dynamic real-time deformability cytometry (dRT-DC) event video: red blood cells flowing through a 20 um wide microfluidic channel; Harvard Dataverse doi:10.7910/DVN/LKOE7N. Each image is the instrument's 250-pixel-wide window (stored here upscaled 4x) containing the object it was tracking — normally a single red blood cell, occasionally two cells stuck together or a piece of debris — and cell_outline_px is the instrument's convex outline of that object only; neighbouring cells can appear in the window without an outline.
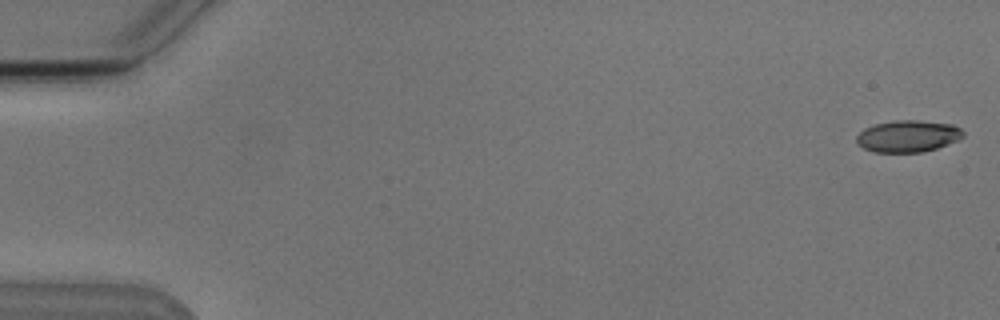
{"species": "Egyptian fruit bat (a non-hibernating species)", "species_latin": "Rousettus aegyptiacus", "temperature_condition": "cold", "stored_images_in_passage": 11, "camera_frame_rate_fps": 3000, "um_per_image_px": 0.085, "animal": {"sex": "male"}, "frame": {"image": 1, "passage_image": 1, "time_ms": 0.0, "image_size_px": [1000, 320], "cell_outline_px": [[964, 136], [960, 140], [924, 152], [876, 152], [864, 148], [856, 144], [856, 136], [864, 128], [872, 124], [892, 120], [916, 120], [952, 124], [960, 128], [964, 132]], "centroid_in_image_um": [77.16, 11.57], "position_along_channel_um": 7.8, "area_um2": 20.0}}
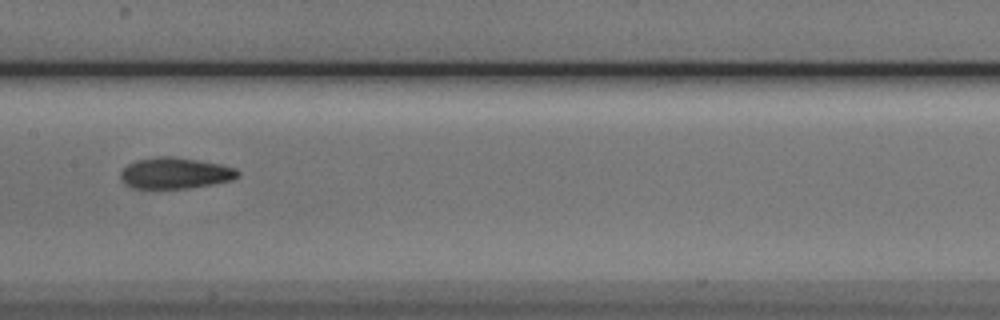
{"frame": {"image": 2, "passage_image": 8, "time_ms": 9.0, "image_size_px": [1000, 320], "cell_outline_px": [[240, 176], [232, 180], [212, 184], [188, 188], [132, 188], [124, 184], [120, 180], [120, 172], [128, 164], [136, 160], [156, 156], [172, 156], [220, 164], [236, 168], [240, 172]], "centroid_in_image_um": [14.87, 14.71], "position_along_channel_um": 192.5, "area_um2": 21.39}}
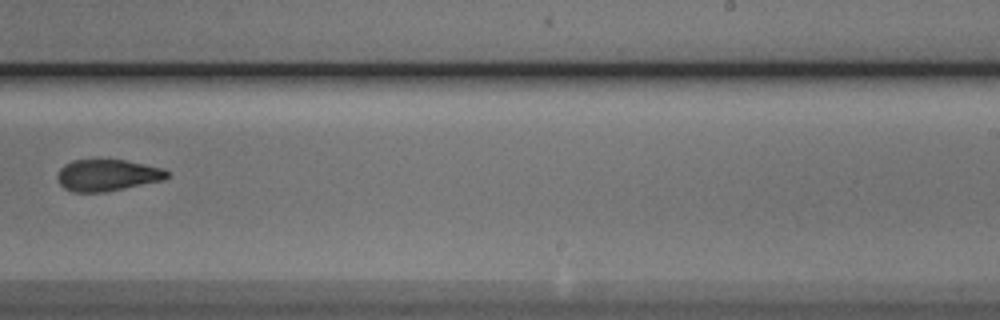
{"frame": {"image": 3, "passage_image": 10, "time_ms": 11.333, "image_size_px": [1000, 320], "cell_outline_px": [[168, 176], [164, 180], [104, 192], [72, 192], [64, 188], [56, 180], [56, 176], [60, 168], [64, 164], [72, 160], [124, 160], [164, 168], [168, 172]], "centroid_in_image_um": [9.09, 14.89], "position_along_channel_um": 279.9, "area_um2": 20.23}}